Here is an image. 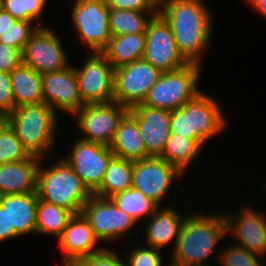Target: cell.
Instances as JSON below:
<instances>
[{"label": "cell", "instance_id": "1", "mask_svg": "<svg viewBox=\"0 0 266 266\" xmlns=\"http://www.w3.org/2000/svg\"><path fill=\"white\" fill-rule=\"evenodd\" d=\"M204 3L203 0H169L158 11L169 24L179 53L188 63L199 65L213 32V18Z\"/></svg>", "mask_w": 266, "mask_h": 266}, {"label": "cell", "instance_id": "2", "mask_svg": "<svg viewBox=\"0 0 266 266\" xmlns=\"http://www.w3.org/2000/svg\"><path fill=\"white\" fill-rule=\"evenodd\" d=\"M172 251L169 266H212L206 260L222 237L227 236L224 215L187 213ZM206 261V262H205Z\"/></svg>", "mask_w": 266, "mask_h": 266}, {"label": "cell", "instance_id": "3", "mask_svg": "<svg viewBox=\"0 0 266 266\" xmlns=\"http://www.w3.org/2000/svg\"><path fill=\"white\" fill-rule=\"evenodd\" d=\"M57 113L46 103L15 107L7 123L30 155L52 157L55 145Z\"/></svg>", "mask_w": 266, "mask_h": 266}, {"label": "cell", "instance_id": "4", "mask_svg": "<svg viewBox=\"0 0 266 266\" xmlns=\"http://www.w3.org/2000/svg\"><path fill=\"white\" fill-rule=\"evenodd\" d=\"M37 170V193L40 200L55 204L73 215L81 213L93 195L83 184L72 166L62 157L49 167Z\"/></svg>", "mask_w": 266, "mask_h": 266}, {"label": "cell", "instance_id": "5", "mask_svg": "<svg viewBox=\"0 0 266 266\" xmlns=\"http://www.w3.org/2000/svg\"><path fill=\"white\" fill-rule=\"evenodd\" d=\"M201 67L196 63H188L176 71L161 72L142 104L170 111L181 108L202 92L197 87L202 75Z\"/></svg>", "mask_w": 266, "mask_h": 266}, {"label": "cell", "instance_id": "6", "mask_svg": "<svg viewBox=\"0 0 266 266\" xmlns=\"http://www.w3.org/2000/svg\"><path fill=\"white\" fill-rule=\"evenodd\" d=\"M130 108L115 100L104 103H87L73 116L85 134L81 139L110 146L120 122ZM78 115V116H77Z\"/></svg>", "mask_w": 266, "mask_h": 266}, {"label": "cell", "instance_id": "7", "mask_svg": "<svg viewBox=\"0 0 266 266\" xmlns=\"http://www.w3.org/2000/svg\"><path fill=\"white\" fill-rule=\"evenodd\" d=\"M71 19L79 38L91 53H101L112 38L109 7L101 0H75Z\"/></svg>", "mask_w": 266, "mask_h": 266}, {"label": "cell", "instance_id": "8", "mask_svg": "<svg viewBox=\"0 0 266 266\" xmlns=\"http://www.w3.org/2000/svg\"><path fill=\"white\" fill-rule=\"evenodd\" d=\"M160 74L144 58L115 68L113 100L129 108L142 103Z\"/></svg>", "mask_w": 266, "mask_h": 266}, {"label": "cell", "instance_id": "9", "mask_svg": "<svg viewBox=\"0 0 266 266\" xmlns=\"http://www.w3.org/2000/svg\"><path fill=\"white\" fill-rule=\"evenodd\" d=\"M81 213L89 221L99 241H114L130 234L137 224L134 218L121 210L110 198L92 195Z\"/></svg>", "mask_w": 266, "mask_h": 266}, {"label": "cell", "instance_id": "10", "mask_svg": "<svg viewBox=\"0 0 266 266\" xmlns=\"http://www.w3.org/2000/svg\"><path fill=\"white\" fill-rule=\"evenodd\" d=\"M84 104L113 100L115 69L101 53H89L82 68L74 67Z\"/></svg>", "mask_w": 266, "mask_h": 266}, {"label": "cell", "instance_id": "11", "mask_svg": "<svg viewBox=\"0 0 266 266\" xmlns=\"http://www.w3.org/2000/svg\"><path fill=\"white\" fill-rule=\"evenodd\" d=\"M145 37L143 58L160 72L176 71L188 64L177 49L169 24L159 13L149 22Z\"/></svg>", "mask_w": 266, "mask_h": 266}, {"label": "cell", "instance_id": "12", "mask_svg": "<svg viewBox=\"0 0 266 266\" xmlns=\"http://www.w3.org/2000/svg\"><path fill=\"white\" fill-rule=\"evenodd\" d=\"M72 152L64 157L83 184L93 194L102 184L110 160L115 156L109 146L77 139Z\"/></svg>", "mask_w": 266, "mask_h": 266}, {"label": "cell", "instance_id": "13", "mask_svg": "<svg viewBox=\"0 0 266 266\" xmlns=\"http://www.w3.org/2000/svg\"><path fill=\"white\" fill-rule=\"evenodd\" d=\"M22 56L23 64L41 75L62 70L70 65L60 38L45 26L37 28L30 36Z\"/></svg>", "mask_w": 266, "mask_h": 266}, {"label": "cell", "instance_id": "14", "mask_svg": "<svg viewBox=\"0 0 266 266\" xmlns=\"http://www.w3.org/2000/svg\"><path fill=\"white\" fill-rule=\"evenodd\" d=\"M182 173L161 157L150 156L133 161L132 187L142 192L158 206Z\"/></svg>", "mask_w": 266, "mask_h": 266}, {"label": "cell", "instance_id": "15", "mask_svg": "<svg viewBox=\"0 0 266 266\" xmlns=\"http://www.w3.org/2000/svg\"><path fill=\"white\" fill-rule=\"evenodd\" d=\"M227 235H232L243 248L266 258V216L243 207L239 211L224 213Z\"/></svg>", "mask_w": 266, "mask_h": 266}, {"label": "cell", "instance_id": "16", "mask_svg": "<svg viewBox=\"0 0 266 266\" xmlns=\"http://www.w3.org/2000/svg\"><path fill=\"white\" fill-rule=\"evenodd\" d=\"M44 103L56 113L60 109L70 116L77 113L83 103L74 67H68L42 75Z\"/></svg>", "mask_w": 266, "mask_h": 266}, {"label": "cell", "instance_id": "17", "mask_svg": "<svg viewBox=\"0 0 266 266\" xmlns=\"http://www.w3.org/2000/svg\"><path fill=\"white\" fill-rule=\"evenodd\" d=\"M129 114L137 121L147 154L159 157L171 135V111L138 103L130 108Z\"/></svg>", "mask_w": 266, "mask_h": 266}, {"label": "cell", "instance_id": "18", "mask_svg": "<svg viewBox=\"0 0 266 266\" xmlns=\"http://www.w3.org/2000/svg\"><path fill=\"white\" fill-rule=\"evenodd\" d=\"M58 240L64 262L81 261L104 248L96 247L100 241L82 213L74 214L69 219Z\"/></svg>", "mask_w": 266, "mask_h": 266}, {"label": "cell", "instance_id": "19", "mask_svg": "<svg viewBox=\"0 0 266 266\" xmlns=\"http://www.w3.org/2000/svg\"><path fill=\"white\" fill-rule=\"evenodd\" d=\"M159 206L155 212L145 221L147 228L145 231L146 246L156 249L164 248L173 243L174 250L177 239L180 235L182 224L186 219V214L179 213L173 207Z\"/></svg>", "mask_w": 266, "mask_h": 266}, {"label": "cell", "instance_id": "20", "mask_svg": "<svg viewBox=\"0 0 266 266\" xmlns=\"http://www.w3.org/2000/svg\"><path fill=\"white\" fill-rule=\"evenodd\" d=\"M40 158L0 165V196L37 192V170Z\"/></svg>", "mask_w": 266, "mask_h": 266}, {"label": "cell", "instance_id": "21", "mask_svg": "<svg viewBox=\"0 0 266 266\" xmlns=\"http://www.w3.org/2000/svg\"><path fill=\"white\" fill-rule=\"evenodd\" d=\"M214 97L200 92L191 100L192 132H198L206 141L222 132L228 121Z\"/></svg>", "mask_w": 266, "mask_h": 266}, {"label": "cell", "instance_id": "22", "mask_svg": "<svg viewBox=\"0 0 266 266\" xmlns=\"http://www.w3.org/2000/svg\"><path fill=\"white\" fill-rule=\"evenodd\" d=\"M38 193H25L0 196V205L8 214L10 229L19 236L36 233V209Z\"/></svg>", "mask_w": 266, "mask_h": 266}, {"label": "cell", "instance_id": "23", "mask_svg": "<svg viewBox=\"0 0 266 266\" xmlns=\"http://www.w3.org/2000/svg\"><path fill=\"white\" fill-rule=\"evenodd\" d=\"M116 157L137 161L150 157L139 133L137 121L128 113L120 122L111 145Z\"/></svg>", "mask_w": 266, "mask_h": 266}, {"label": "cell", "instance_id": "24", "mask_svg": "<svg viewBox=\"0 0 266 266\" xmlns=\"http://www.w3.org/2000/svg\"><path fill=\"white\" fill-rule=\"evenodd\" d=\"M15 106L44 102L42 75L25 64L10 73Z\"/></svg>", "mask_w": 266, "mask_h": 266}, {"label": "cell", "instance_id": "25", "mask_svg": "<svg viewBox=\"0 0 266 266\" xmlns=\"http://www.w3.org/2000/svg\"><path fill=\"white\" fill-rule=\"evenodd\" d=\"M145 45V33L112 36L101 54L115 69L143 58Z\"/></svg>", "mask_w": 266, "mask_h": 266}, {"label": "cell", "instance_id": "26", "mask_svg": "<svg viewBox=\"0 0 266 266\" xmlns=\"http://www.w3.org/2000/svg\"><path fill=\"white\" fill-rule=\"evenodd\" d=\"M133 161L114 156L107 167L101 186L93 193L100 198H110L114 194L132 187Z\"/></svg>", "mask_w": 266, "mask_h": 266}, {"label": "cell", "instance_id": "27", "mask_svg": "<svg viewBox=\"0 0 266 266\" xmlns=\"http://www.w3.org/2000/svg\"><path fill=\"white\" fill-rule=\"evenodd\" d=\"M158 12H138L109 8L112 36L145 33L149 22Z\"/></svg>", "mask_w": 266, "mask_h": 266}, {"label": "cell", "instance_id": "28", "mask_svg": "<svg viewBox=\"0 0 266 266\" xmlns=\"http://www.w3.org/2000/svg\"><path fill=\"white\" fill-rule=\"evenodd\" d=\"M201 147L192 139L171 134L168 138L163 153L159 156L170 165L176 167L182 174L188 169L189 164L197 159Z\"/></svg>", "mask_w": 266, "mask_h": 266}, {"label": "cell", "instance_id": "29", "mask_svg": "<svg viewBox=\"0 0 266 266\" xmlns=\"http://www.w3.org/2000/svg\"><path fill=\"white\" fill-rule=\"evenodd\" d=\"M72 216L69 210L38 198L36 234H50L58 239Z\"/></svg>", "mask_w": 266, "mask_h": 266}, {"label": "cell", "instance_id": "30", "mask_svg": "<svg viewBox=\"0 0 266 266\" xmlns=\"http://www.w3.org/2000/svg\"><path fill=\"white\" fill-rule=\"evenodd\" d=\"M110 199L138 223L146 221L159 207L142 192L131 187L128 190L114 194Z\"/></svg>", "mask_w": 266, "mask_h": 266}, {"label": "cell", "instance_id": "31", "mask_svg": "<svg viewBox=\"0 0 266 266\" xmlns=\"http://www.w3.org/2000/svg\"><path fill=\"white\" fill-rule=\"evenodd\" d=\"M45 5L47 0H3V10L10 13L16 20L37 24L43 23L40 18Z\"/></svg>", "mask_w": 266, "mask_h": 266}, {"label": "cell", "instance_id": "32", "mask_svg": "<svg viewBox=\"0 0 266 266\" xmlns=\"http://www.w3.org/2000/svg\"><path fill=\"white\" fill-rule=\"evenodd\" d=\"M31 155L7 123L0 131V165L26 160Z\"/></svg>", "mask_w": 266, "mask_h": 266}, {"label": "cell", "instance_id": "33", "mask_svg": "<svg viewBox=\"0 0 266 266\" xmlns=\"http://www.w3.org/2000/svg\"><path fill=\"white\" fill-rule=\"evenodd\" d=\"M170 130L171 134L194 140L201 148L206 142L198 132H192L191 101L186 102L181 108L171 110Z\"/></svg>", "mask_w": 266, "mask_h": 266}, {"label": "cell", "instance_id": "34", "mask_svg": "<svg viewBox=\"0 0 266 266\" xmlns=\"http://www.w3.org/2000/svg\"><path fill=\"white\" fill-rule=\"evenodd\" d=\"M34 22L16 20L6 31H0V43L15 47L23 52L30 36L42 27Z\"/></svg>", "mask_w": 266, "mask_h": 266}, {"label": "cell", "instance_id": "35", "mask_svg": "<svg viewBox=\"0 0 266 266\" xmlns=\"http://www.w3.org/2000/svg\"><path fill=\"white\" fill-rule=\"evenodd\" d=\"M235 245V246H234ZM233 246L228 245L226 250L218 253V260L222 266H266L261 260L263 257L248 251L234 243ZM263 263V264H262Z\"/></svg>", "mask_w": 266, "mask_h": 266}, {"label": "cell", "instance_id": "36", "mask_svg": "<svg viewBox=\"0 0 266 266\" xmlns=\"http://www.w3.org/2000/svg\"><path fill=\"white\" fill-rule=\"evenodd\" d=\"M160 249L145 246L130 250L124 259L125 266H162Z\"/></svg>", "mask_w": 266, "mask_h": 266}, {"label": "cell", "instance_id": "37", "mask_svg": "<svg viewBox=\"0 0 266 266\" xmlns=\"http://www.w3.org/2000/svg\"><path fill=\"white\" fill-rule=\"evenodd\" d=\"M85 266H124L125 262L112 249L104 247L102 250L91 254L81 260Z\"/></svg>", "mask_w": 266, "mask_h": 266}, {"label": "cell", "instance_id": "38", "mask_svg": "<svg viewBox=\"0 0 266 266\" xmlns=\"http://www.w3.org/2000/svg\"><path fill=\"white\" fill-rule=\"evenodd\" d=\"M23 63L22 51L0 43V71L11 73Z\"/></svg>", "mask_w": 266, "mask_h": 266}, {"label": "cell", "instance_id": "39", "mask_svg": "<svg viewBox=\"0 0 266 266\" xmlns=\"http://www.w3.org/2000/svg\"><path fill=\"white\" fill-rule=\"evenodd\" d=\"M15 107L10 73L0 71V112L8 116Z\"/></svg>", "mask_w": 266, "mask_h": 266}, {"label": "cell", "instance_id": "40", "mask_svg": "<svg viewBox=\"0 0 266 266\" xmlns=\"http://www.w3.org/2000/svg\"><path fill=\"white\" fill-rule=\"evenodd\" d=\"M106 5L113 9L158 12L148 0H108Z\"/></svg>", "mask_w": 266, "mask_h": 266}, {"label": "cell", "instance_id": "41", "mask_svg": "<svg viewBox=\"0 0 266 266\" xmlns=\"http://www.w3.org/2000/svg\"><path fill=\"white\" fill-rule=\"evenodd\" d=\"M15 229H10V222L7 212L0 205V243L12 238H18Z\"/></svg>", "mask_w": 266, "mask_h": 266}, {"label": "cell", "instance_id": "42", "mask_svg": "<svg viewBox=\"0 0 266 266\" xmlns=\"http://www.w3.org/2000/svg\"><path fill=\"white\" fill-rule=\"evenodd\" d=\"M16 19L7 11L0 10V31H6Z\"/></svg>", "mask_w": 266, "mask_h": 266}, {"label": "cell", "instance_id": "43", "mask_svg": "<svg viewBox=\"0 0 266 266\" xmlns=\"http://www.w3.org/2000/svg\"><path fill=\"white\" fill-rule=\"evenodd\" d=\"M249 5L266 18V0H247Z\"/></svg>", "mask_w": 266, "mask_h": 266}, {"label": "cell", "instance_id": "44", "mask_svg": "<svg viewBox=\"0 0 266 266\" xmlns=\"http://www.w3.org/2000/svg\"><path fill=\"white\" fill-rule=\"evenodd\" d=\"M150 2V4L157 10L159 11L161 8H163L166 3L169 0H148Z\"/></svg>", "mask_w": 266, "mask_h": 266}, {"label": "cell", "instance_id": "45", "mask_svg": "<svg viewBox=\"0 0 266 266\" xmlns=\"http://www.w3.org/2000/svg\"><path fill=\"white\" fill-rule=\"evenodd\" d=\"M62 266H85V265L81 261H66L62 262Z\"/></svg>", "mask_w": 266, "mask_h": 266}, {"label": "cell", "instance_id": "46", "mask_svg": "<svg viewBox=\"0 0 266 266\" xmlns=\"http://www.w3.org/2000/svg\"><path fill=\"white\" fill-rule=\"evenodd\" d=\"M7 124V115L0 112V131Z\"/></svg>", "mask_w": 266, "mask_h": 266}, {"label": "cell", "instance_id": "47", "mask_svg": "<svg viewBox=\"0 0 266 266\" xmlns=\"http://www.w3.org/2000/svg\"><path fill=\"white\" fill-rule=\"evenodd\" d=\"M0 10H3V0H0Z\"/></svg>", "mask_w": 266, "mask_h": 266}]
</instances>
